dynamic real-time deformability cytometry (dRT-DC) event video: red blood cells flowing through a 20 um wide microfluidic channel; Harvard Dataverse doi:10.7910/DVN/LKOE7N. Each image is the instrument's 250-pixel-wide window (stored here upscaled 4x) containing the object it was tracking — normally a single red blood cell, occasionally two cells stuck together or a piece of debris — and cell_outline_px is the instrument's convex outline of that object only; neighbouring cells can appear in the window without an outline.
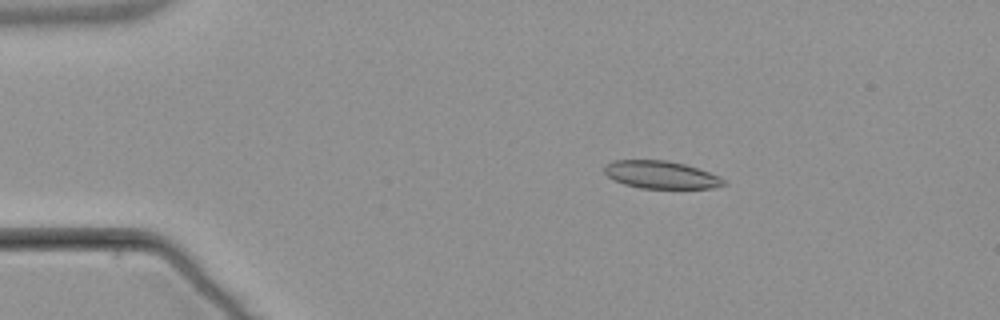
{"species": "common noctule bat (a hibernating species)", "species_latin": "Nyctalus noctula", "temperature_condition": "warm", "stored_images_in_passage": 4, "camera_frame_rate_fps": 3000, "um_per_image_px": 0.085, "animal": {"sex": "male", "body_mass_g": 21.5, "forearm_length_mm": 52.0}, "frame": {"image": 1, "passage_image": 2, "time_ms": 1.333, "image_size_px": [1000, 320], "cell_outline_px": [[728, 184], [712, 188], [640, 188], [624, 184], [608, 176], [604, 172], [604, 164], [612, 160], [668, 160], [684, 164], [720, 176]], "centroid_in_image_um": [56.17, 14.85], "position_along_channel_um": 28.8, "area_um2": 19.19}}
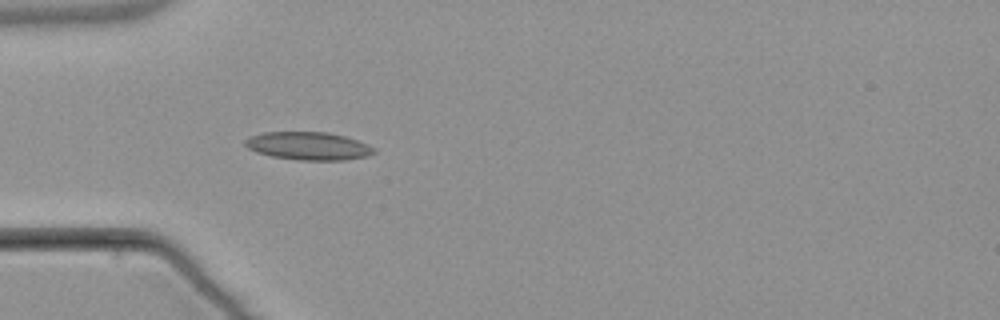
{"frame": {"image": 2, "passage_image": 4, "time_ms": 3.667, "image_size_px": [1000, 320], "cell_outline_px": [[376, 152], [368, 156], [344, 160], [300, 160], [272, 156], [256, 152], [248, 148], [244, 144], [244, 140], [252, 136], [264, 132], [328, 132], [344, 136], [368, 144], [376, 148]], "centroid_in_image_um": [26.24, 12.41], "position_along_channel_um": 58.8, "area_um2": 20.98}}